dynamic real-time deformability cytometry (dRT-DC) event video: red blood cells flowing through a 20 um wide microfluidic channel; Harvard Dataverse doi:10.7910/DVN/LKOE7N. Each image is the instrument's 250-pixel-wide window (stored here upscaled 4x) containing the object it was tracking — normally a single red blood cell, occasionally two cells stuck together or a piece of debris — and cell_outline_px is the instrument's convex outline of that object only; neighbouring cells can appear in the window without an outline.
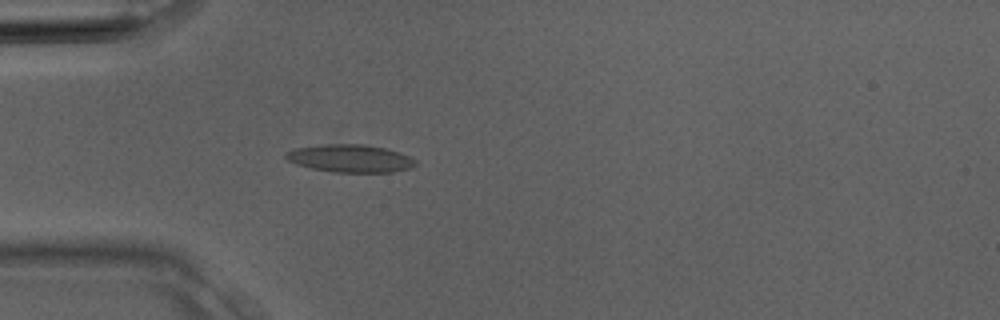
{"species": "Egyptian fruit bat (a non-hibernating species)", "species_latin": "Rousettus aegyptiacus", "temperature_condition": "room temperature", "stored_images_in_passage": 5, "camera_frame_rate_fps": 3000, "um_per_image_px": 0.085, "animal": {"sex": "male"}, "frame": {"image": 1, "passage_image": 5, "time_ms": 1.333, "image_size_px": [1000, 320], "cell_outline_px": [[420, 164], [412, 168], [392, 172], [332, 172], [312, 168], [296, 164], [288, 160], [284, 156], [284, 152], [296, 148], [324, 144], [364, 144], [384, 148], [408, 156], [416, 160]], "centroid_in_image_um": [29.78, 13.47], "position_along_channel_um": 55.2, "area_um2": 20.98}}